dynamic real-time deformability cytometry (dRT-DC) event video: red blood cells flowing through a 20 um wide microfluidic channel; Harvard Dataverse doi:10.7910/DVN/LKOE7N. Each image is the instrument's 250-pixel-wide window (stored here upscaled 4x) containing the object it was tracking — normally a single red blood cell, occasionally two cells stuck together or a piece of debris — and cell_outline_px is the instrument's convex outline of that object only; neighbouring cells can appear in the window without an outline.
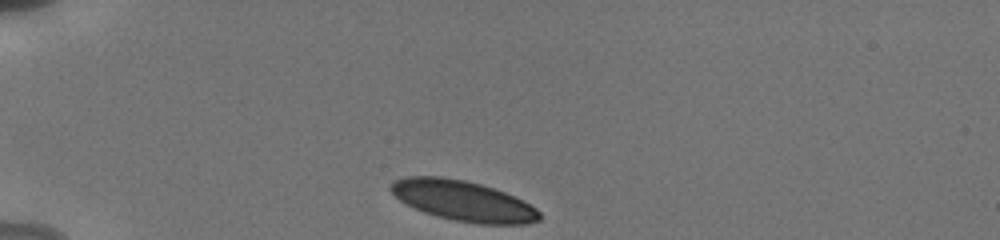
{"species": "human", "species_latin": "Homo sapiens", "temperature_condition": "cold", "stored_images_in_passage": 5, "camera_frame_rate_fps": 3000, "um_per_image_px": 0.085, "donor": {"sex": "male"}, "frame": {"image": 1, "passage_image": 1, "time_ms": 0.0, "image_size_px": [1000, 240], "cell_outline_px": [[540, 220], [528, 224], [476, 224], [436, 216], [424, 212], [400, 200], [388, 188], [396, 180], [408, 176], [440, 176], [464, 180], [480, 184], [504, 192], [536, 208], [540, 212]], "centroid_in_image_um": [39.37, 17.07], "position_along_channel_um": 45.6, "area_um2": 34.51}}
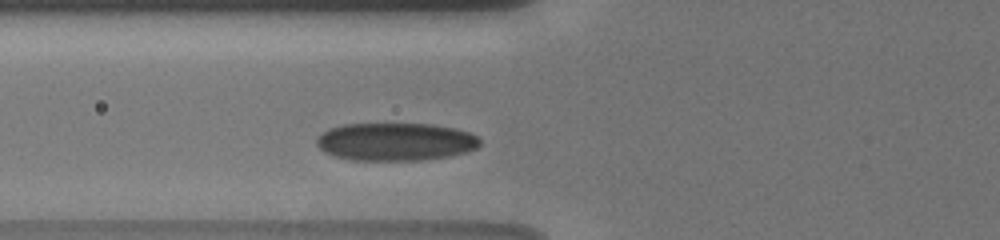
{"frame": {"image": 2, "passage_image": 5, "time_ms": 2.333, "image_size_px": [1000, 240], "cell_outline_px": [[480, 144], [476, 148], [468, 152], [448, 156], [420, 160], [352, 160], [336, 156], [324, 152], [316, 144], [316, 140], [328, 128], [344, 124], [432, 124], [456, 128], [468, 132], [476, 136], [480, 140]], "centroid_in_image_um": [33.63, 12.04], "position_along_channel_um": 92.2, "area_um2": 36.01}}